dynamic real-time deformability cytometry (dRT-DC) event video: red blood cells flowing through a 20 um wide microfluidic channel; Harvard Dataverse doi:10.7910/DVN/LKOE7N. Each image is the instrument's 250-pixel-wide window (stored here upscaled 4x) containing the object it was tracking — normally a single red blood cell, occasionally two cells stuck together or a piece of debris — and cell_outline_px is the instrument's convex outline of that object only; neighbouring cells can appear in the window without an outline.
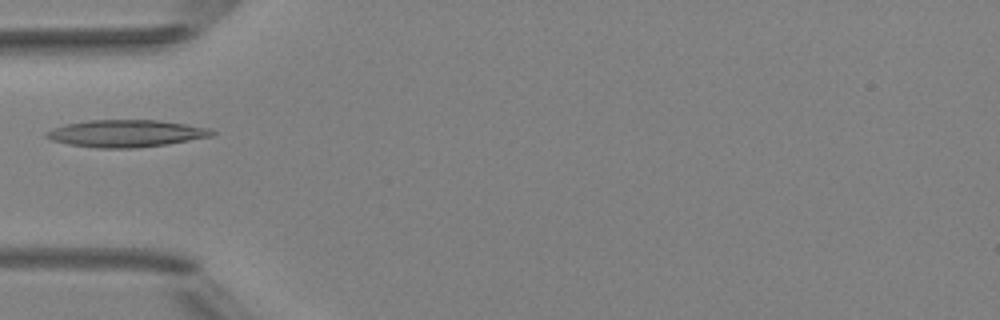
{"species": "Egyptian fruit bat (a non-hibernating species)", "species_latin": "Rousettus aegyptiacus", "temperature_condition": "room temperature", "stored_images_in_passage": 2, "camera_frame_rate_fps": 3000, "um_per_image_px": 0.085, "animal": {"sex": "female"}, "frame": {"image": 1, "passage_image": 1, "time_ms": 0.0, "image_size_px": [1000, 320], "cell_outline_px": [[216, 132], [212, 136], [168, 144], [136, 148], [96, 148], [68, 144], [52, 140], [44, 136], [44, 132], [52, 128], [64, 124], [88, 120], [156, 120], [184, 124], [208, 128]], "centroid_in_image_um": [10.66, 11.34], "position_along_channel_um": 74.3, "area_um2": 26.24}}
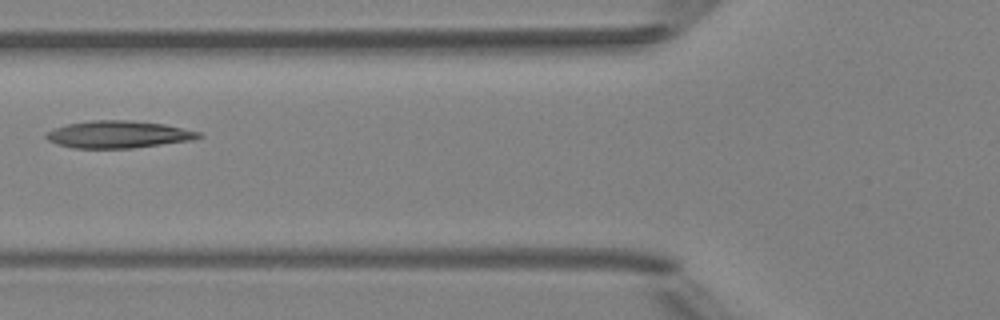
{"frame": {"image": 2, "passage_image": 2, "time_ms": 1.0, "image_size_px": [1000, 320], "cell_outline_px": [[204, 136], [192, 140], [132, 148], [72, 148], [56, 144], [48, 140], [44, 136], [48, 132], [56, 128], [68, 124], [92, 120], [132, 120], [164, 124], [200, 132]], "centroid_in_image_um": [10.06, 11.43], "position_along_channel_um": 115.7, "area_um2": 24.1}}